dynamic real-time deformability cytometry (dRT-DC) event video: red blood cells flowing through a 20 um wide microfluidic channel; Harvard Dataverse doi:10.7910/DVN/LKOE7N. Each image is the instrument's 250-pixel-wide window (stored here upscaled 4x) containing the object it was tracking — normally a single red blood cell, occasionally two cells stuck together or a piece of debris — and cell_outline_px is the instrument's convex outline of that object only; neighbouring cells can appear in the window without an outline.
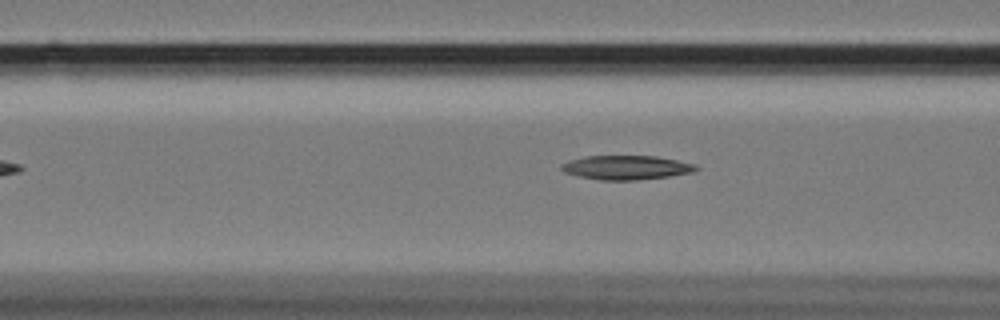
{"species": "Egyptian fruit bat (a non-hibernating species)", "species_latin": "Rousettus aegyptiacus", "temperature_condition": "cold", "stored_images_in_passage": 11, "camera_frame_rate_fps": 3000, "um_per_image_px": 0.085, "animal": {"sex": "female"}, "frame": {"image": 1, "passage_image": 8, "time_ms": 2.333, "image_size_px": [1000, 320], "cell_outline_px": [[700, 168], [692, 172], [668, 176], [636, 180], [600, 180], [580, 176], [564, 172], [560, 168], [560, 164], [568, 160], [584, 156], [656, 156], [696, 164]], "centroid_in_image_um": [53.21, 14.23], "position_along_channel_um": 113.4, "area_um2": 18.9}}